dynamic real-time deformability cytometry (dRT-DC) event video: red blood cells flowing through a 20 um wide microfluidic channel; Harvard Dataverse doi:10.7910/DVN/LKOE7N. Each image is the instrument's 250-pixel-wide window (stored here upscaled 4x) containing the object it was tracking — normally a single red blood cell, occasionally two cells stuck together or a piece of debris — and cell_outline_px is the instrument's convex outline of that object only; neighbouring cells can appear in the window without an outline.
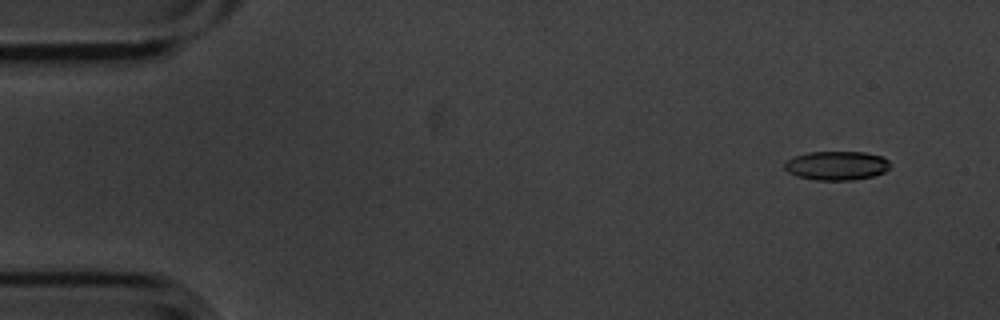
{"species": "common noctule bat (a hibernating species)", "species_latin": "Nyctalus noctula", "temperature_condition": "cold", "stored_images_in_passage": 3, "camera_frame_rate_fps": 3000, "um_per_image_px": 0.085, "animal": {"sex": "male", "body_mass_g": 20.1, "forearm_length_mm": 53.5}, "frame": {"image": 1, "passage_image": 2, "time_ms": 0.333, "image_size_px": [1000, 320], "cell_outline_px": [[892, 164], [884, 172], [872, 176], [852, 180], [816, 180], [796, 176], [788, 172], [784, 168], [784, 164], [788, 160], [796, 156], [808, 152], [864, 152], [884, 156]], "centroid_in_image_um": [71.14, 14.07], "position_along_channel_um": 13.9, "area_um2": 17.86}}